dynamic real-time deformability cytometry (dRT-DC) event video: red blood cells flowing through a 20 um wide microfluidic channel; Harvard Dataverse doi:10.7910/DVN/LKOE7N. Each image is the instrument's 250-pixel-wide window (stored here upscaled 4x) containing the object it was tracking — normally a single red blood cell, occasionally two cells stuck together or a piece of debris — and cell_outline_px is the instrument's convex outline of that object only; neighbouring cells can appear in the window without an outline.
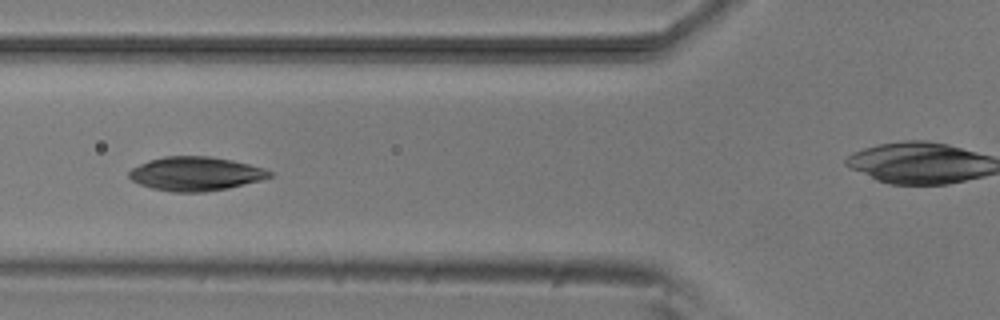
{"species": "common noctule bat (a hibernating species)", "species_latin": "Nyctalus noctula", "temperature_condition": "room temperature", "stored_images_in_passage": 11, "camera_frame_rate_fps": 3000, "um_per_image_px": 0.085, "animal": {"sex": "male", "body_mass_g": 20.5, "forearm_length_mm": 52.5}, "frame": {"image": 1, "passage_image": 5, "time_ms": 4.667, "image_size_px": [1000, 320], "cell_outline_px": [[272, 176], [260, 180], [228, 188], [204, 192], [172, 192], [152, 188], [140, 184], [132, 180], [128, 176], [128, 172], [132, 168], [148, 160], [164, 156], [208, 156], [232, 160], [264, 168], [272, 172]], "centroid_in_image_um": [16.6, 14.77], "position_along_channel_um": 109.2, "area_um2": 27.69}}
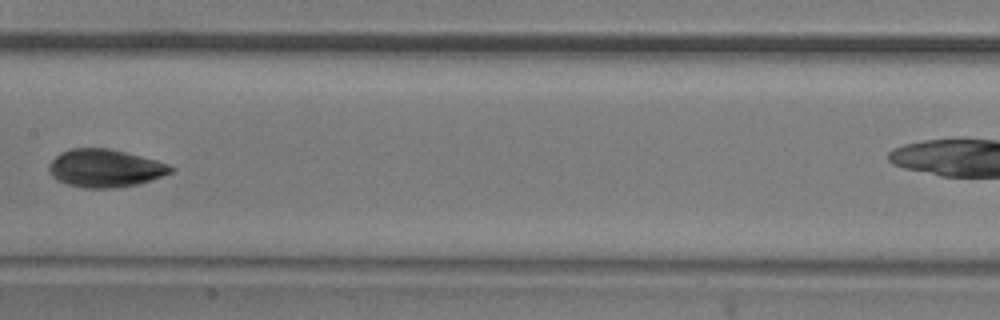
{"frame": {"image": 2, "passage_image": 7, "time_ms": 7.0, "image_size_px": [1000, 320], "cell_outline_px": [[176, 168], [172, 172], [152, 180], [140, 184], [116, 188], [84, 188], [68, 184], [56, 180], [52, 176], [48, 168], [48, 164], [60, 152], [72, 148], [108, 148], [156, 160], [168, 164]], "centroid_in_image_um": [8.93, 14.31], "position_along_channel_um": 198.5, "area_um2": 26.99}}
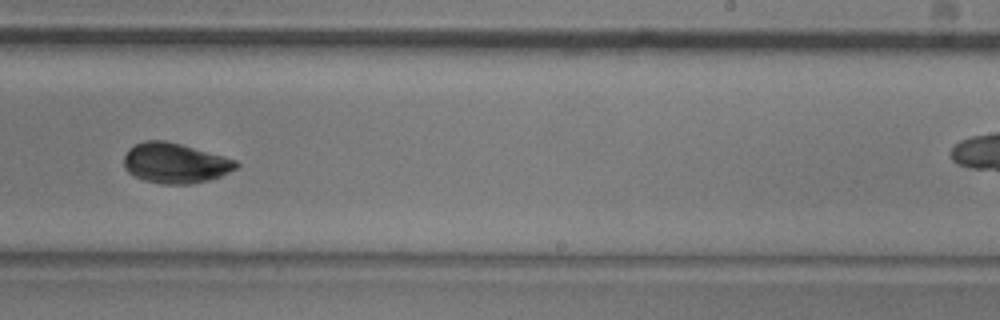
{"frame": {"image": 3, "passage_image": 9, "time_ms": 9.0, "image_size_px": [1000, 320], "cell_outline_px": [[240, 164], [236, 168], [220, 176], [208, 180], [192, 184], [160, 184], [144, 180], [128, 172], [124, 168], [124, 156], [128, 148], [144, 140], [164, 140], [180, 144], [224, 156], [236, 160]], "centroid_in_image_um": [14.87, 13.86], "position_along_channel_um": 274.1, "area_um2": 26.24}}